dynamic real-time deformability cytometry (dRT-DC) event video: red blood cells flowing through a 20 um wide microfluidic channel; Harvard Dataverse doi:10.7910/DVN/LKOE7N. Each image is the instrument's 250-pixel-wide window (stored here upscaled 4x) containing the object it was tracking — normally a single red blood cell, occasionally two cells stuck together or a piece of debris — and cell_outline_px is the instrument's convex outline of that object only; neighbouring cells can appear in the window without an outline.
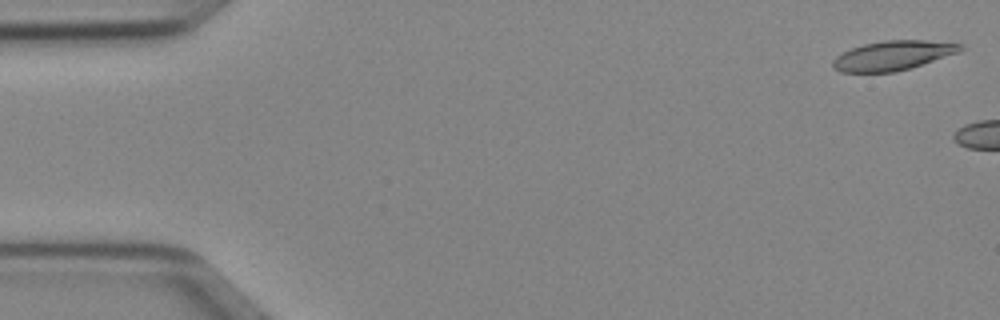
{"species": "Egyptian fruit bat (a non-hibernating species)", "species_latin": "Rousettus aegyptiacus", "temperature_condition": "cold", "stored_images_in_passage": 7, "camera_frame_rate_fps": 3000, "um_per_image_px": 0.085, "animal": {"sex": "female"}, "frame": {"image": 1, "passage_image": 1, "time_ms": 0.0, "image_size_px": [1000, 320], "cell_outline_px": [[964, 48], [960, 52], [908, 68], [892, 72], [840, 72], [832, 68], [832, 60], [836, 56], [852, 48], [864, 44], [884, 40], [924, 40], [964, 44]], "centroid_in_image_um": [75.88, 4.71], "position_along_channel_um": 9.1, "area_um2": 21.73}}